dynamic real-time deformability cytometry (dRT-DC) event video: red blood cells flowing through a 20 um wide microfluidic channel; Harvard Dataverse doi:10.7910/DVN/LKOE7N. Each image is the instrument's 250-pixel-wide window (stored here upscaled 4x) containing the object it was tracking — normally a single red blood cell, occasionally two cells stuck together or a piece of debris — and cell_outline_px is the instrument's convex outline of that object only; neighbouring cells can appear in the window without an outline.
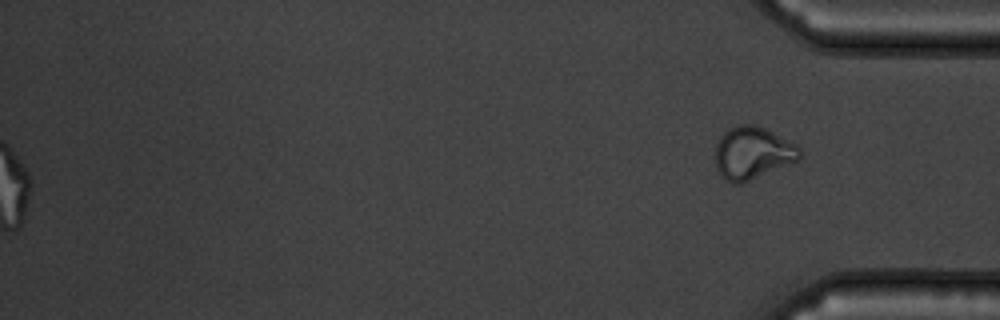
{"species": "common noctule bat (a hibernating species)", "species_latin": "Nyctalus noctula", "temperature_condition": "warm", "stored_images_in_passage": 57, "segment_of_instrument_passage": [2, 2], "camera_frame_rate_fps": 3000, "um_per_image_px": 0.085, "animal": {"sex": "male", "body_mass_g": 19.5, "forearm_length_mm": 54.6}, "frame": {"image": 1, "passage_image": 57, "time_ms": 18.667, "image_size_px": [1000, 320], "cell_outline_px": [[800, 160], [740, 184], [732, 184], [724, 180], [720, 176], [716, 168], [716, 144], [720, 136], [728, 128], [740, 124], [756, 124], [796, 144], [800, 148]], "centroid_in_image_um": [63.94, 13.01], "position_along_channel_um": 371.3, "area_um2": 25.95}}